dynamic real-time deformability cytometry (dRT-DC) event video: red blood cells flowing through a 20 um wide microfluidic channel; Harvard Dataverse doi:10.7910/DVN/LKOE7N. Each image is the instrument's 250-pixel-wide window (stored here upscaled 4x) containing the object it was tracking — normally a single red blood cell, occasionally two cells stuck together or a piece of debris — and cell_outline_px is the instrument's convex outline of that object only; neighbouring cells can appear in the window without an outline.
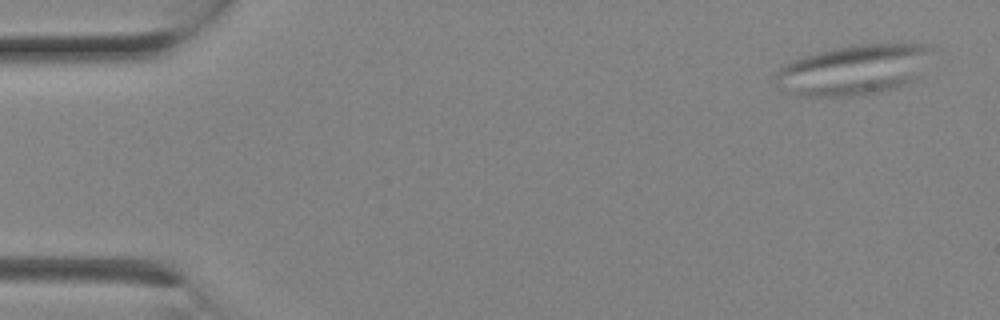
{"species": "Egyptian fruit bat (a non-hibernating species)", "species_latin": "Rousettus aegyptiacus", "temperature_condition": "room temperature", "stored_images_in_passage": 3, "camera_frame_rate_fps": 3000, "um_per_image_px": 0.085, "animal": {"sex": "female"}, "frame": {"image": 1, "passage_image": 3, "time_ms": 0.667, "image_size_px": [1000, 320], "cell_outline_px": [[932, 48], [916, 76], [908, 84], [896, 88], [876, 92], [852, 96], [800, 96], [780, 88], [776, 84], [776, 72], [784, 64], [792, 60], [820, 52], [852, 44], [928, 44]], "centroid_in_image_um": [72.52, 5.94], "position_along_channel_um": 12.5, "area_um2": 44.97}}